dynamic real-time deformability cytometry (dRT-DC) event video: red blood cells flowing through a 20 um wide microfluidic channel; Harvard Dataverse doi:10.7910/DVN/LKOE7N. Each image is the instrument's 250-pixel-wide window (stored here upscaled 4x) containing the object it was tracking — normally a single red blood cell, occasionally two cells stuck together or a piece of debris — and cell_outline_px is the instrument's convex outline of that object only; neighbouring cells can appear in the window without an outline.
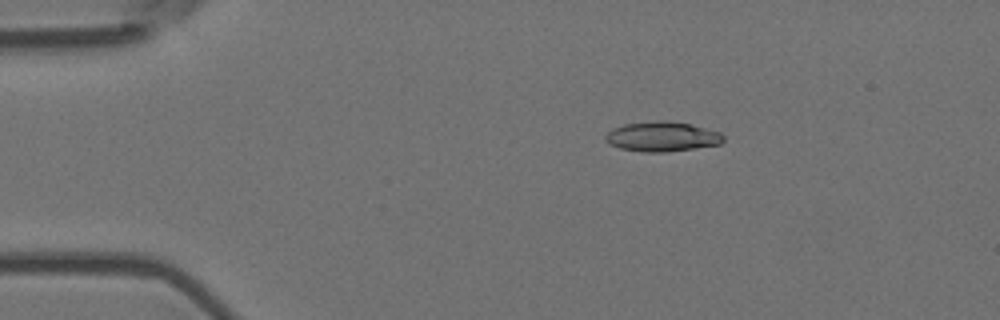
{"species": "Egyptian fruit bat (a non-hibernating species)", "species_latin": "Rousettus aegyptiacus", "temperature_condition": "room temperature", "stored_images_in_passage": 56, "camera_frame_rate_fps": 3000, "um_per_image_px": 0.085, "animal": {"sex": "female"}, "frame": {"image": 1, "passage_image": 10, "time_ms": 3.0, "image_size_px": [1000, 320], "cell_outline_px": [[724, 140], [720, 144], [664, 152], [640, 152], [620, 148], [608, 144], [604, 140], [604, 136], [612, 128], [624, 124], [656, 120], [660, 120], [692, 124], [720, 132], [724, 136]], "centroid_in_image_um": [56.24, 11.6], "position_along_channel_um": 28.8, "area_um2": 20.58}}
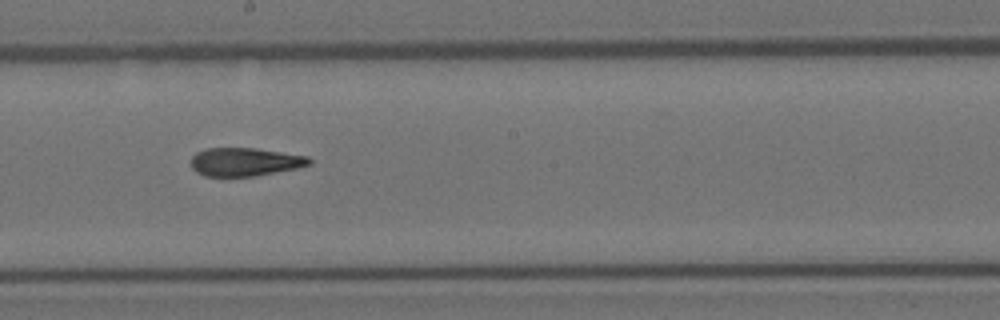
{"frame": {"image": 2, "passage_image": 31, "time_ms": 10.0, "image_size_px": [1000, 320], "cell_outline_px": [[312, 164], [296, 168], [256, 176], [204, 176], [196, 172], [192, 168], [192, 156], [196, 152], [208, 148], [256, 148], [308, 156], [312, 160]], "centroid_in_image_um": [20.83, 13.76], "position_along_channel_um": 227.4, "area_um2": 19.54}}
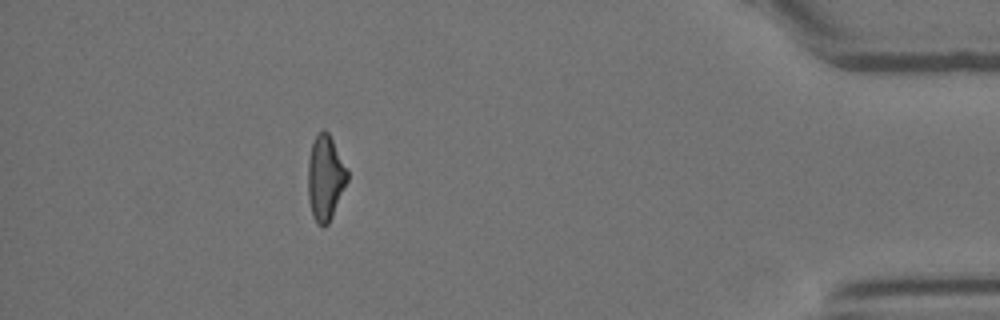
{"frame": {"image": 3, "passage_image": 50, "time_ms": 16.333, "image_size_px": [1000, 320], "cell_outline_px": [[348, 180], [332, 216], [328, 224], [324, 228], [316, 224], [312, 216], [308, 200], [308, 160], [312, 144], [316, 136], [324, 128], [328, 132], [348, 172]], "centroid_in_image_um": [27.63, 15.17], "position_along_channel_um": 407.6, "area_um2": 19.42}, "authors_computed_cell_mechanics": {"area_um2": 20.1722, "velocity_mm_per_s": 3.66, "shape_relaxation_time_tau1_ms": null, "shape_relaxation_time_tau2_ms": 3.6587, "deformation_change_tau1": null, "deformation_change_tau2": 0.1383}}